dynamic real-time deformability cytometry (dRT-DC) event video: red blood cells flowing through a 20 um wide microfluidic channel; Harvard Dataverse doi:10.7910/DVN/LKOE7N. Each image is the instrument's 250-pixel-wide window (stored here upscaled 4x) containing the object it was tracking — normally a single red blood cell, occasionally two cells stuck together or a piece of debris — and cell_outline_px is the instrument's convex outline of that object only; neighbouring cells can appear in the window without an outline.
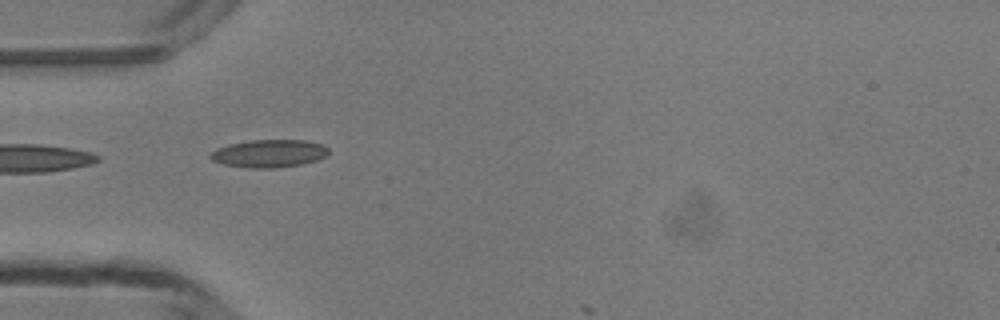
{"species": "common noctule bat (a hibernating species)", "species_latin": "Nyctalus noctula", "temperature_condition": "room temperature", "stored_images_in_passage": 3, "camera_frame_rate_fps": 3000, "um_per_image_px": 0.085, "animal": {"sex": "male", "body_mass_g": 13.3}, "frame": {"image": 1, "passage_image": 1, "time_ms": 0.0, "image_size_px": [1000, 320], "cell_outline_px": [[328, 156], [316, 160], [300, 164], [272, 168], [248, 168], [224, 164], [212, 160], [208, 156], [216, 148], [228, 144], [248, 140], [304, 140], [324, 144], [328, 148]], "centroid_in_image_um": [22.87, 13.03], "position_along_channel_um": 62.1, "area_um2": 19.19}}